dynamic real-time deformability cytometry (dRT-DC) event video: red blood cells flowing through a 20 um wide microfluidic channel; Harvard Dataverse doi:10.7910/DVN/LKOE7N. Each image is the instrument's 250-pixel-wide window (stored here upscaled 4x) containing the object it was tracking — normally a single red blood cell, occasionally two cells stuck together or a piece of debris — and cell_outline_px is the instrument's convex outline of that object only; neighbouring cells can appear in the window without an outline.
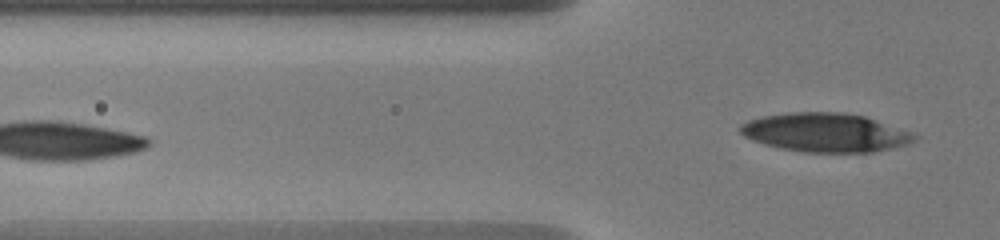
{"species": "human", "species_latin": "Homo sapiens", "temperature_condition": "warm", "stored_images_in_passage": 14, "segment_of_instrument_passage": [2, 2], "camera_frame_rate_fps": 3000, "um_per_image_px": 0.085, "donor": {"sex": "male"}, "frame": {"image": 1, "passage_image": 14, "time_ms": 5.667, "image_size_px": [1000, 240], "cell_outline_px": [[920, 136], [916, 140], [908, 144], [892, 148], [872, 152], [804, 152], [780, 148], [764, 144], [752, 140], [744, 136], [740, 132], [740, 124], [748, 120], [764, 116], [788, 112], [844, 112], [864, 116], [912, 132]], "centroid_in_image_um": [70.17, 11.26], "position_along_channel_um": 55.6, "area_um2": 39.48}}